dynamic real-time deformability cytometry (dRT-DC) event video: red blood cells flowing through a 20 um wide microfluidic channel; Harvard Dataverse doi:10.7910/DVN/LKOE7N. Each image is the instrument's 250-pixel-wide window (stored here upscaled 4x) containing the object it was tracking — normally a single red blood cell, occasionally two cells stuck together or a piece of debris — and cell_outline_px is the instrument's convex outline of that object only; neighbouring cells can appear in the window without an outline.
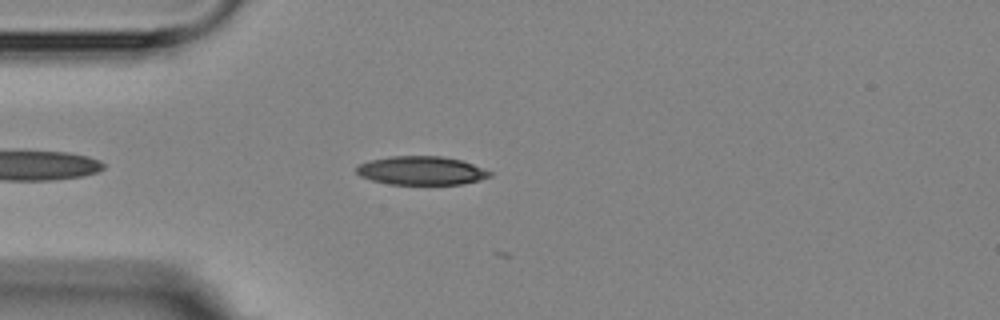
{"species": "Egyptian fruit bat (a non-hibernating species)", "species_latin": "Rousettus aegyptiacus", "temperature_condition": "room temperature", "stored_images_in_passage": 4, "camera_frame_rate_fps": 3000, "um_per_image_px": 0.085, "animal": {"sex": "female"}, "frame": {"image": 1, "passage_image": 4, "time_ms": 3.333, "image_size_px": [1000, 320], "cell_outline_px": [[492, 176], [480, 180], [460, 184], [388, 184], [372, 180], [360, 176], [356, 172], [356, 168], [360, 164], [372, 160], [392, 156], [440, 156], [460, 160], [472, 164], [492, 172]], "centroid_in_image_um": [35.82, 14.5], "position_along_channel_um": 49.2, "area_um2": 22.02}}